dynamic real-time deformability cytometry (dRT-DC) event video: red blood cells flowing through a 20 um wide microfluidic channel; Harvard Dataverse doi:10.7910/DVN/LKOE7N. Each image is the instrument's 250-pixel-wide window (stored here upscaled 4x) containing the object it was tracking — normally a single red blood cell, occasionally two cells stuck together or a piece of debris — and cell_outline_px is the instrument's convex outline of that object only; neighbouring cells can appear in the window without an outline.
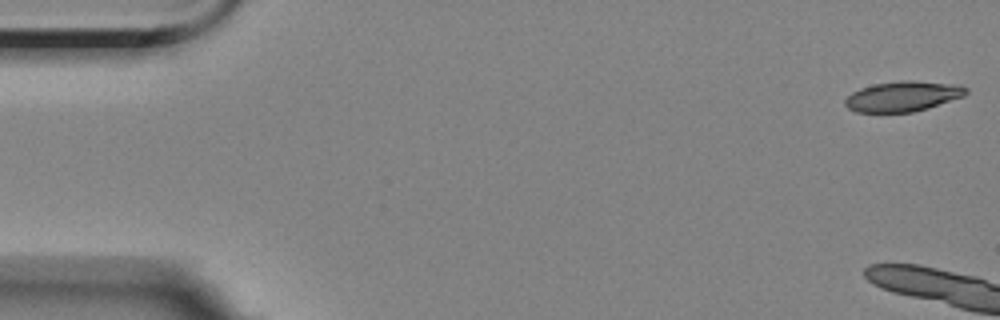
{"species": "Egyptian fruit bat (a non-hibernating species)", "species_latin": "Rousettus aegyptiacus", "temperature_condition": "room temperature", "stored_images_in_passage": 7, "camera_frame_rate_fps": 3000, "um_per_image_px": 0.085, "animal": {"sex": "female"}, "frame": {"image": 1, "passage_image": 1, "time_ms": 0.0, "image_size_px": [1000, 320], "cell_outline_px": [[968, 92], [964, 96], [928, 108], [912, 112], [856, 112], [848, 108], [844, 104], [844, 100], [852, 92], [860, 88], [876, 84], [900, 80], [912, 80], [960, 84], [968, 88]], "centroid_in_image_um": [76.77, 8.18], "position_along_channel_um": 8.2, "area_um2": 21.44}}
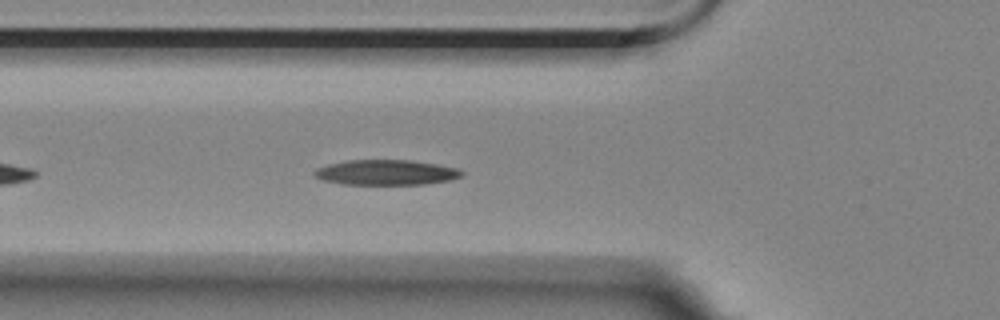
{"frame": {"image": 2, "passage_image": 7, "time_ms": 7.667, "image_size_px": [1000, 320], "cell_outline_px": [[464, 176], [452, 180], [424, 184], [340, 184], [324, 180], [316, 176], [312, 172], [316, 168], [328, 164], [348, 160], [408, 160], [436, 164], [456, 168], [464, 172]], "centroid_in_image_um": [32.83, 14.66], "position_along_channel_um": 93.0, "area_um2": 21.62}}